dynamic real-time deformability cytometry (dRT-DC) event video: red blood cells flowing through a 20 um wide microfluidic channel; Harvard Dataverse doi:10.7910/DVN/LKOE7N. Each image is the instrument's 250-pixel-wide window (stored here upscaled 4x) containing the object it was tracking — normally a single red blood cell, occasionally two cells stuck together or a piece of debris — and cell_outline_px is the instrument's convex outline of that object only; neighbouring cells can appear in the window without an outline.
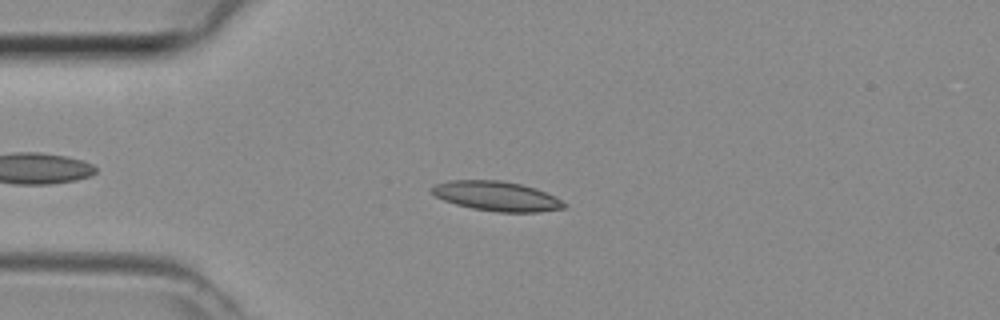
{"species": "common noctule bat (a hibernating species)", "species_latin": "Nyctalus noctula", "temperature_condition": "room temperature", "stored_images_in_passage": 43, "camera_frame_rate_fps": 3000, "um_per_image_px": 0.085, "animal": {"sex": "female", "body_mass_g": 29.2, "forearm_length_mm": 56.3}, "frame": {"image": 1, "passage_image": 8, "time_ms": 2.333, "image_size_px": [1000, 320], "cell_outline_px": [[568, 204], [564, 208], [540, 212], [496, 212], [472, 208], [456, 204], [444, 200], [436, 196], [428, 188], [436, 184], [448, 180], [500, 180], [520, 184], [536, 188]], "centroid_in_image_um": [42.19, 16.67], "position_along_channel_um": 42.8, "area_um2": 22.77}}
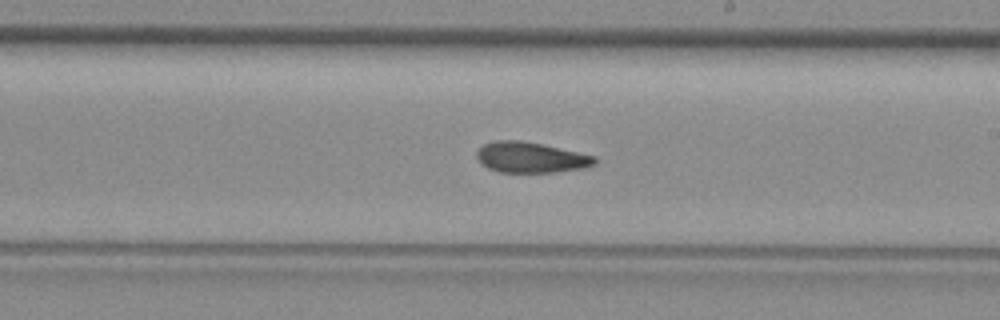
{"frame": {"image": 2, "passage_image": 23, "time_ms": 7.333, "image_size_px": [1000, 320], "cell_outline_px": [[596, 164], [584, 168], [556, 172], [500, 172], [488, 168], [476, 156], [476, 152], [484, 144], [496, 140], [520, 140], [540, 144], [596, 156]], "centroid_in_image_um": [45.13, 13.38], "position_along_channel_um": 243.9, "area_um2": 20.81}}
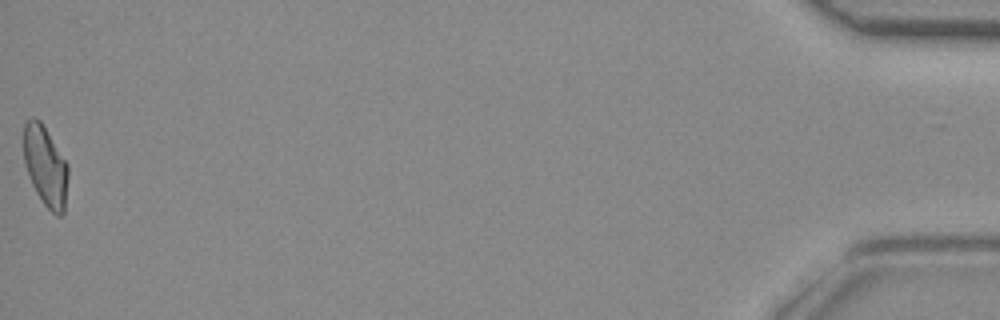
{"frame": {"image": 3, "passage_image": 43, "time_ms": 14.0, "image_size_px": [1000, 320], "cell_outline_px": [[68, 176], [64, 212], [60, 216], [56, 216], [44, 204], [36, 192], [32, 184], [24, 164], [24, 124], [28, 120], [40, 120], [68, 164]], "centroid_in_image_um": [3.87, 14.16], "position_along_channel_um": 431.3, "area_um2": 20.52}}